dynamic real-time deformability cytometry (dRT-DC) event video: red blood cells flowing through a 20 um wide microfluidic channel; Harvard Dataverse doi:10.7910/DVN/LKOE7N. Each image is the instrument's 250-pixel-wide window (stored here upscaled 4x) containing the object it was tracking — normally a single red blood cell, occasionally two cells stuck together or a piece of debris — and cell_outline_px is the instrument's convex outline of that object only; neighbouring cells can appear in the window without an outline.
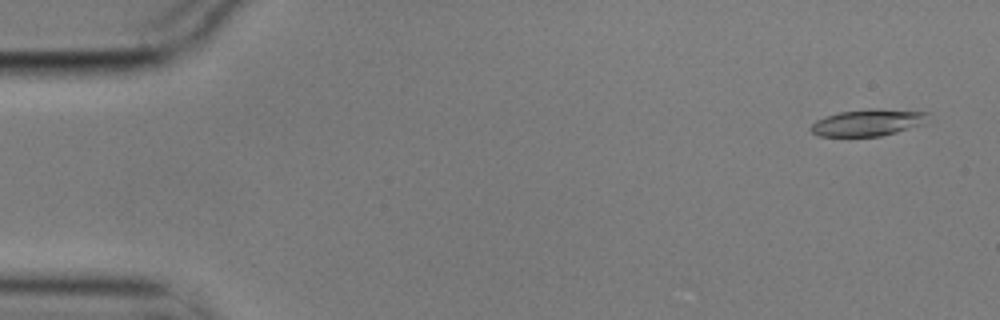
{"species": "common noctule bat (a hibernating species)", "species_latin": "Nyctalus noctula", "temperature_condition": "cold", "stored_images_in_passage": 6, "camera_frame_rate_fps": 3000, "um_per_image_px": 0.085, "animal": {"sex": "male", "body_mass_g": 17.9}, "frame": {"image": 1, "passage_image": 1, "time_ms": 0.0, "image_size_px": [1000, 320], "cell_outline_px": [[932, 112], [924, 124], [896, 132], [880, 136], [816, 136], [808, 128], [816, 120], [840, 112], [868, 108], [876, 108]], "centroid_in_image_um": [73.8, 10.41], "position_along_channel_um": 11.2, "area_um2": 18.44}}